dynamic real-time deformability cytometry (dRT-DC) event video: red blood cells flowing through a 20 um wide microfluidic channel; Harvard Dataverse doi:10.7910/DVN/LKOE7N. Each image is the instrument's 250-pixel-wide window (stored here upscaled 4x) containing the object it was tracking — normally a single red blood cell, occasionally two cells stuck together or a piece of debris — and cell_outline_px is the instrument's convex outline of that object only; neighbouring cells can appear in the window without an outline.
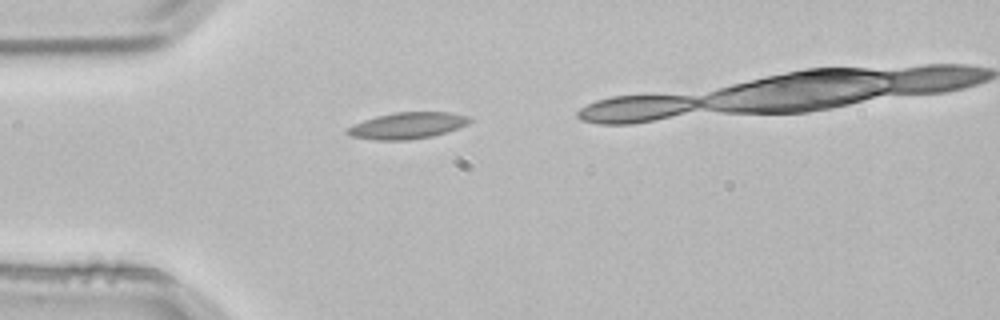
{"species": "common noctule bat (a hibernating species)", "species_latin": "Nyctalus noctula", "temperature_condition": "room temperature", "stored_images_in_passage": 2, "camera_frame_rate_fps": 3000, "um_per_image_px": 0.085, "animal": {"sex": "male", "body_mass_g": 21.5, "forearm_length_mm": 52.0}, "frame": {"image": 1, "passage_image": 2, "time_ms": 0.333, "image_size_px": [1000, 320], "cell_outline_px": [[472, 120], [468, 124], [432, 136], [408, 140], [376, 140], [348, 136], [344, 132], [344, 128], [352, 124], [376, 116], [392, 112], [452, 112], [472, 116]], "centroid_in_image_um": [34.58, 10.66], "position_along_channel_um": 50.4, "area_um2": 19.13}}